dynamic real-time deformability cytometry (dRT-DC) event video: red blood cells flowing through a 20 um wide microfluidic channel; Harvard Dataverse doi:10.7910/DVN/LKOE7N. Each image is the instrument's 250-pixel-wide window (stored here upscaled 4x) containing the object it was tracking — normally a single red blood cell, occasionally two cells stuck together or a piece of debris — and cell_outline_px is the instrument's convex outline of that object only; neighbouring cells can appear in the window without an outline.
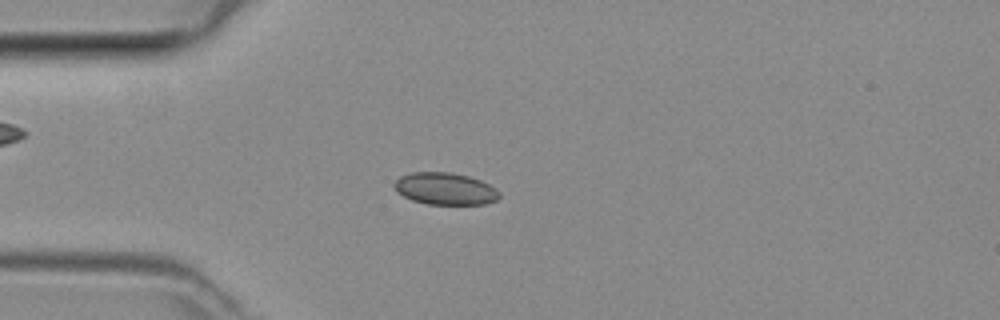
{"species": "common noctule bat (a hibernating species)", "species_latin": "Nyctalus noctula", "temperature_condition": "room temperature", "stored_images_in_passage": 46, "camera_frame_rate_fps": 3000, "um_per_image_px": 0.085, "animal": {"sex": "female", "body_mass_g": 29.2, "forearm_length_mm": 56.3}, "frame": {"image": 1, "passage_image": 12, "time_ms": 3.667, "image_size_px": [1000, 320], "cell_outline_px": [[500, 196], [496, 200], [484, 204], [428, 204], [412, 200], [396, 192], [392, 184], [400, 176], [412, 172], [452, 172], [468, 176], [480, 180], [496, 188], [500, 192]], "centroid_in_image_um": [37.82, 16.03], "position_along_channel_um": 47.2, "area_um2": 19.71}}
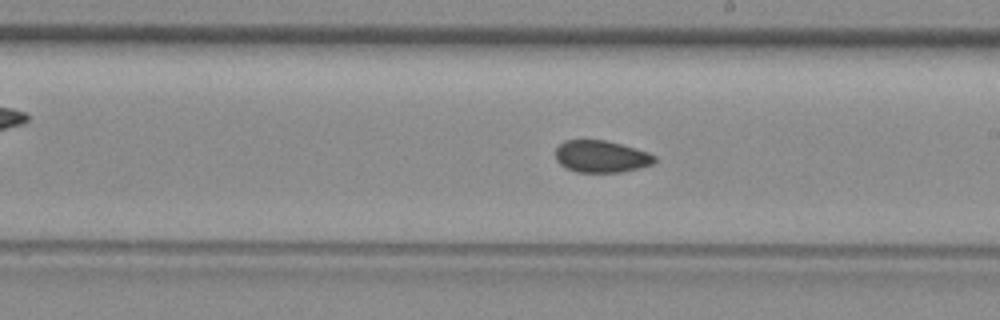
{"frame": {"image": 2, "passage_image": 26, "time_ms": 8.333, "image_size_px": [1000, 320], "cell_outline_px": [[656, 160], [652, 164], [640, 168], [620, 172], [576, 172], [564, 168], [556, 160], [556, 148], [564, 140], [604, 140], [636, 148], [648, 152], [656, 156]], "centroid_in_image_um": [51.09, 13.31], "position_along_channel_um": 237.9, "area_um2": 18.55}}
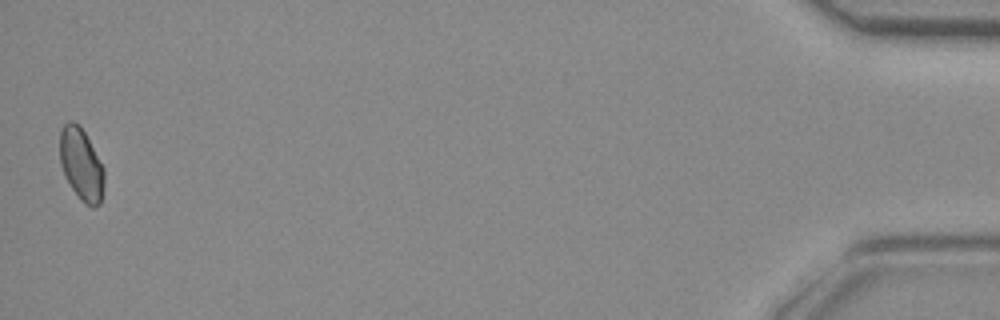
{"frame": {"image": 3, "passage_image": 46, "time_ms": 15.0, "image_size_px": [1000, 320], "cell_outline_px": [[104, 188], [100, 204], [92, 208], [84, 204], [80, 200], [64, 176], [60, 164], [60, 132], [64, 124], [68, 120], [72, 120], [80, 124], [104, 168]], "centroid_in_image_um": [6.9, 13.98], "position_along_channel_um": 428.3, "area_um2": 18.9}}